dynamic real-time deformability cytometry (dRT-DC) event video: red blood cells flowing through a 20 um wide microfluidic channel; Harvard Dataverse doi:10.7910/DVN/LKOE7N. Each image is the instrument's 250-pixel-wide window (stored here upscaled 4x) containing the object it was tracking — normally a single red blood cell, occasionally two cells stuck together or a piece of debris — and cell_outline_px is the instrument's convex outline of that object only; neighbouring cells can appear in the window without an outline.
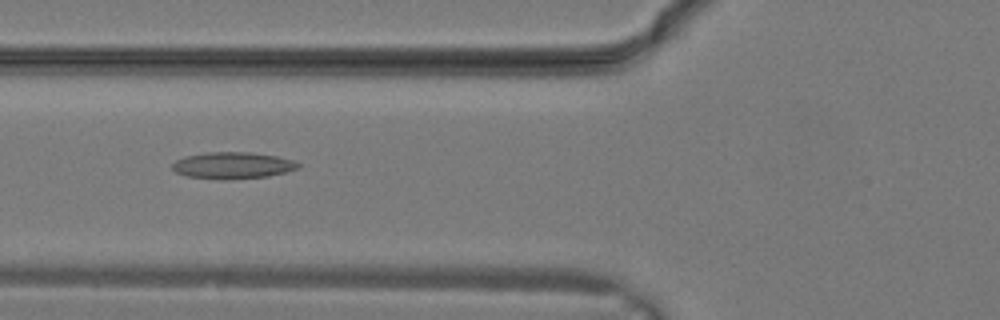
{"species": "common noctule bat (a hibernating species)", "species_latin": "Nyctalus noctula", "temperature_condition": "warm", "stored_images_in_passage": 30, "camera_frame_rate_fps": 3000, "um_per_image_px": 0.085, "animal": {"sex": "male", "body_mass_g": 19.2, "forearm_length_mm": 51.8}, "frame": {"image": 1, "passage_image": 12, "time_ms": 3.667, "image_size_px": [1000, 320], "cell_outline_px": [[300, 168], [268, 176], [228, 180], [224, 180], [188, 176], [176, 172], [172, 168], [172, 164], [176, 160], [184, 156], [208, 152], [248, 152], [276, 156], [292, 160], [300, 164]], "centroid_in_image_um": [19.76, 14.06], "position_along_channel_um": 106.0, "area_um2": 19.48}}
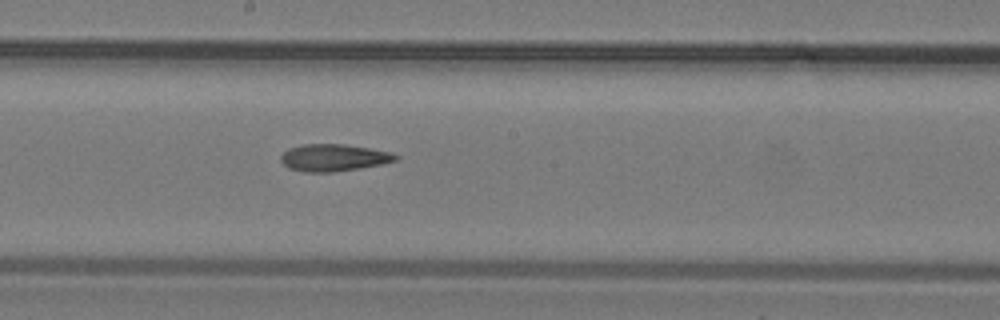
{"frame": {"image": 2, "passage_image": 17, "time_ms": 5.333, "image_size_px": [1000, 320], "cell_outline_px": [[400, 156], [396, 160], [384, 164], [360, 168], [332, 172], [304, 172], [288, 168], [280, 160], [280, 156], [288, 148], [304, 144], [344, 144], [392, 152]], "centroid_in_image_um": [28.36, 13.4], "position_along_channel_um": 219.8, "area_um2": 18.21}}
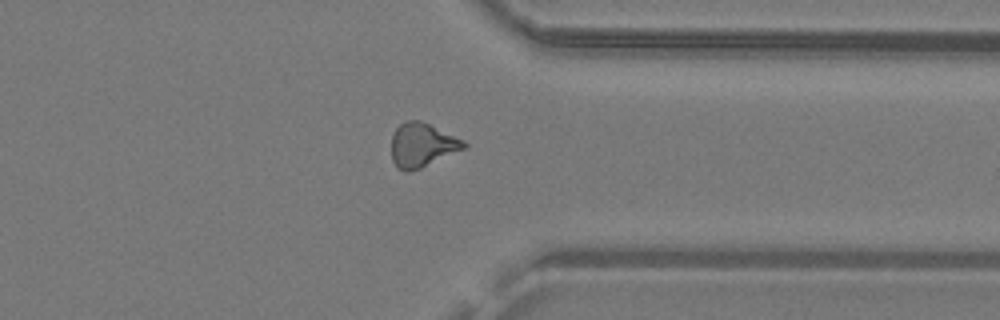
{"frame": {"image": 3, "passage_image": 24, "time_ms": 7.667, "image_size_px": [1000, 320], "cell_outline_px": [[468, 148], [420, 168], [408, 172], [404, 172], [396, 168], [392, 160], [392, 136], [396, 128], [400, 124], [408, 120], [420, 120], [464, 140], [468, 144]], "centroid_in_image_um": [35.89, 12.35], "position_along_channel_um": 375.5, "area_um2": 18.73}}